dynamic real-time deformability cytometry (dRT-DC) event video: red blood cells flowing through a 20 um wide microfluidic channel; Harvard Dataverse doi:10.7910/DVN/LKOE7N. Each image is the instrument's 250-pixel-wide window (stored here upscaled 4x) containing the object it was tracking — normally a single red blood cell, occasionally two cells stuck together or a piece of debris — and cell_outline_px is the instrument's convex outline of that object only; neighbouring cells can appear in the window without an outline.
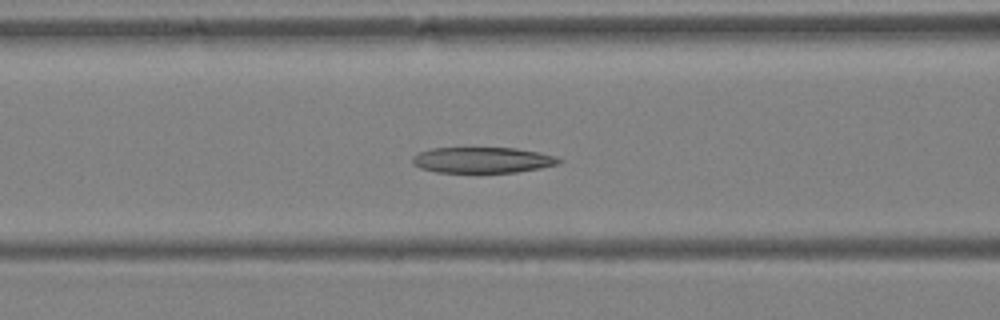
{"species": "Egyptian fruit bat (a non-hibernating species)", "species_latin": "Rousettus aegyptiacus", "temperature_condition": "warm", "stored_images_in_passage": 42, "camera_frame_rate_fps": 3000, "um_per_image_px": 0.085, "animal": {"sex": "female"}, "frame": {"image": 1, "passage_image": 17, "time_ms": 5.333, "image_size_px": [1000, 320], "cell_outline_px": [[564, 160], [560, 164], [540, 168], [516, 172], [436, 172], [420, 168], [412, 164], [412, 156], [420, 152], [432, 148], [516, 148], [540, 152], [556, 156]], "centroid_in_image_um": [41.04, 13.6], "position_along_channel_um": 125.6, "area_um2": 22.14}}
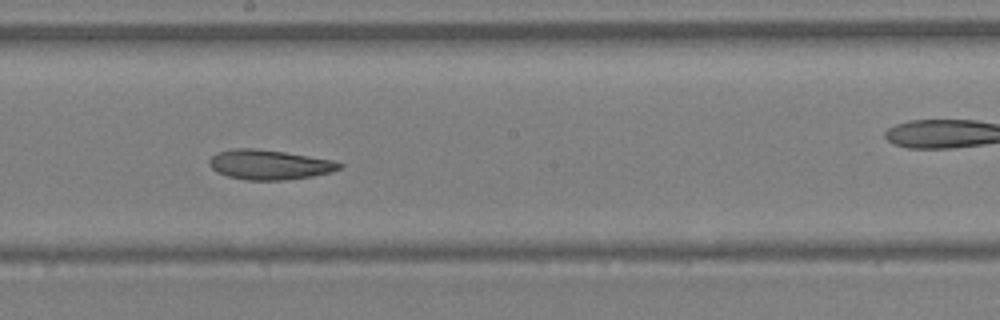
{"frame": {"image": 2, "passage_image": 23, "time_ms": 7.333, "image_size_px": [1000, 320], "cell_outline_px": [[344, 164], [340, 168], [332, 172], [312, 176], [284, 180], [248, 180], [228, 176], [216, 172], [208, 164], [208, 160], [216, 152], [236, 148], [256, 148], [284, 152], [332, 160]], "centroid_in_image_um": [22.87, 13.99], "position_along_channel_um": 225.3, "area_um2": 22.54}}
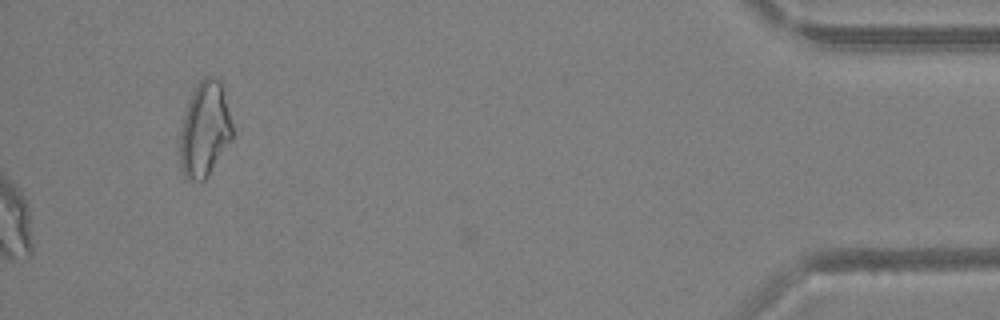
{"frame": {"image": 3, "passage_image": 42, "time_ms": 13.667, "image_size_px": [1000, 320], "cell_outline_px": [[236, 136], [208, 176], [204, 180], [188, 180], [184, 176], [180, 168], [180, 132], [188, 100], [192, 92], [200, 80], [204, 76], [212, 76], [220, 80]], "centroid_in_image_um": [17.43, 11.03], "position_along_channel_um": 417.8, "area_um2": 29.54}}